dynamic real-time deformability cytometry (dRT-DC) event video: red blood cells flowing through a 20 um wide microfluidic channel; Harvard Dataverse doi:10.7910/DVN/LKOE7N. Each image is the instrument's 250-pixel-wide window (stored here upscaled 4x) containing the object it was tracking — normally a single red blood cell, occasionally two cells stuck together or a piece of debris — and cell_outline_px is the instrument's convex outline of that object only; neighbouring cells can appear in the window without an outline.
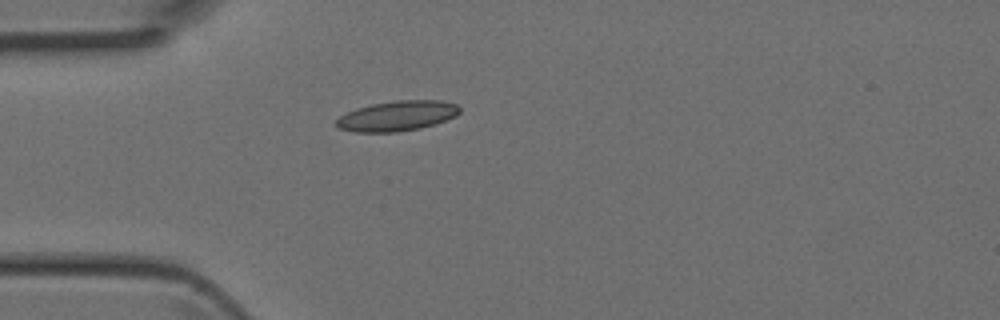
{"species": "Egyptian fruit bat (a non-hibernating species)", "species_latin": "Rousettus aegyptiacus", "temperature_condition": "room temperature", "stored_images_in_passage": 2, "camera_frame_rate_fps": 3000, "um_per_image_px": 0.085, "animal": {"sex": "female"}, "frame": {"image": 1, "passage_image": 2, "time_ms": 0.333, "image_size_px": [1000, 320], "cell_outline_px": [[460, 112], [456, 116], [436, 124], [420, 128], [396, 132], [356, 132], [340, 128], [336, 124], [336, 120], [340, 116], [356, 108], [372, 104], [396, 100], [440, 100], [456, 104], [460, 108]], "centroid_in_image_um": [33.79, 9.85], "position_along_channel_um": 51.2, "area_um2": 21.62}}